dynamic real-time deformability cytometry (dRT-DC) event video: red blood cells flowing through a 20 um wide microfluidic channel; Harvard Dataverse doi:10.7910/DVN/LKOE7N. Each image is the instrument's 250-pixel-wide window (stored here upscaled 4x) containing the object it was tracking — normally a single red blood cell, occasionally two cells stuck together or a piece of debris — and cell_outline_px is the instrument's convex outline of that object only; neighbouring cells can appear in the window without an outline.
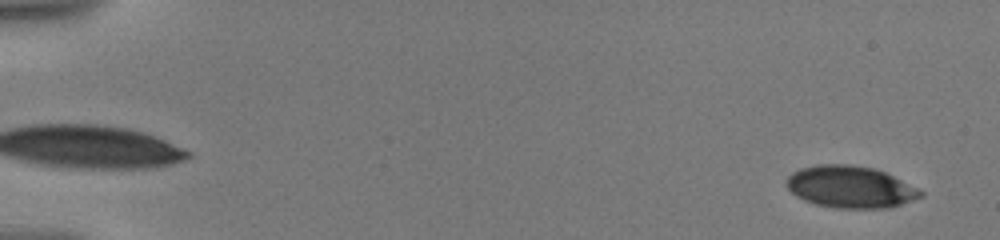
{"species": "human", "species_latin": "Homo sapiens", "temperature_condition": "warm", "stored_images_in_passage": 17, "camera_frame_rate_fps": 3000, "um_per_image_px": 0.085, "donor": {"sex": "male"}, "frame": {"image": 1, "passage_image": 1, "time_ms": 0.0, "image_size_px": [1000, 240], "cell_outline_px": [[924, 196], [888, 208], [832, 208], [816, 204], [804, 200], [796, 196], [784, 184], [784, 180], [792, 172], [800, 168], [816, 164], [848, 164], [876, 168], [924, 192]], "centroid_in_image_um": [72.22, 15.88], "position_along_channel_um": 12.8, "area_um2": 32.83}}
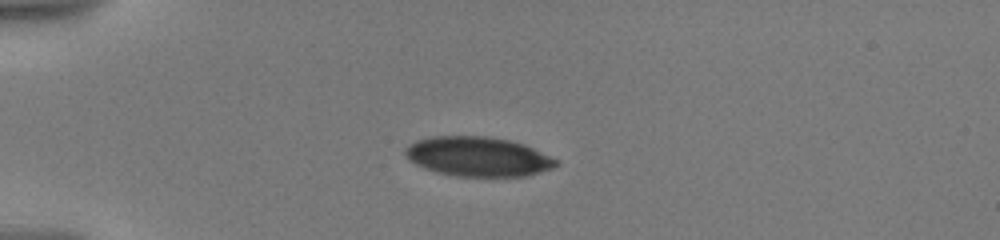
{"frame": {"image": 2, "passage_image": 12, "time_ms": 4.333, "image_size_px": [1000, 240], "cell_outline_px": [[560, 164], [552, 168], [528, 176], [456, 176], [424, 168], [408, 160], [404, 156], [404, 148], [408, 144], [416, 140], [432, 136], [488, 136], [508, 140], [524, 144], [560, 160]], "centroid_in_image_um": [40.63, 13.3], "position_along_channel_um": 44.4, "area_um2": 34.97}}
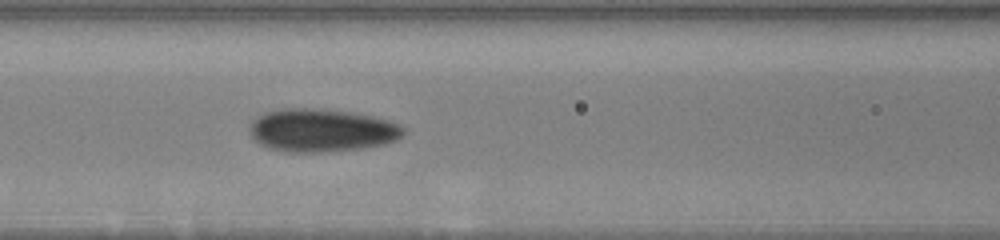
{"frame": {"image": 3, "passage_image": 17, "time_ms": 8.0, "image_size_px": [1000, 240], "cell_outline_px": [[404, 132], [396, 140], [384, 144], [364, 148], [328, 152], [284, 152], [268, 148], [260, 144], [252, 136], [252, 124], [264, 112], [280, 108], [308, 108], [352, 112], [372, 116], [388, 120], [400, 124], [404, 128]], "centroid_in_image_um": [27.37, 11.09], "position_along_channel_um": 139.2, "area_um2": 38.38}}